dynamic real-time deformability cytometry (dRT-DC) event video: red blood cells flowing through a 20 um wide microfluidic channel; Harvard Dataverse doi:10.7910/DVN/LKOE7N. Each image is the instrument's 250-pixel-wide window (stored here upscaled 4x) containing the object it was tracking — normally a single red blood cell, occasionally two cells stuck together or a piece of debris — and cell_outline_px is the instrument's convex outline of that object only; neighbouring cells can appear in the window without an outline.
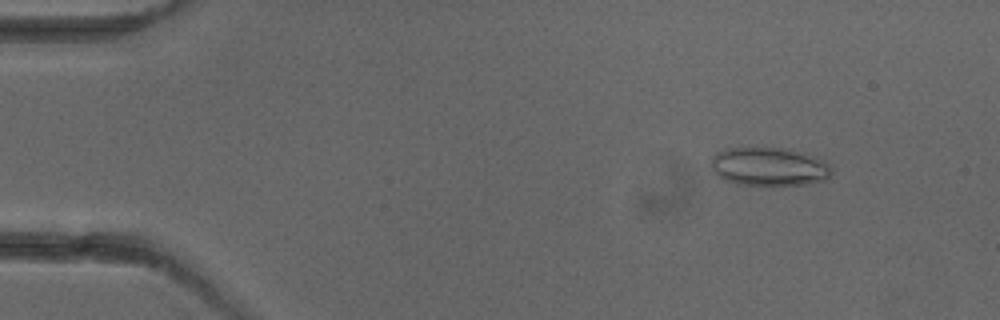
{"species": "common noctule bat (a hibernating species)", "species_latin": "Nyctalus noctula", "temperature_condition": "cold", "stored_images_in_passage": 6, "camera_frame_rate_fps": 3000, "um_per_image_px": 0.085, "animal": {"sex": "female"}, "frame": {"image": 1, "passage_image": 2, "time_ms": 1.0, "image_size_px": [1000, 320], "cell_outline_px": [[832, 172], [824, 180], [804, 184], [736, 184], [724, 180], [712, 168], [712, 156], [716, 152], [728, 148], [792, 148], [816, 156], [824, 160], [832, 168]], "centroid_in_image_um": [65.4, 14.13], "position_along_channel_um": 19.6, "area_um2": 26.88}}